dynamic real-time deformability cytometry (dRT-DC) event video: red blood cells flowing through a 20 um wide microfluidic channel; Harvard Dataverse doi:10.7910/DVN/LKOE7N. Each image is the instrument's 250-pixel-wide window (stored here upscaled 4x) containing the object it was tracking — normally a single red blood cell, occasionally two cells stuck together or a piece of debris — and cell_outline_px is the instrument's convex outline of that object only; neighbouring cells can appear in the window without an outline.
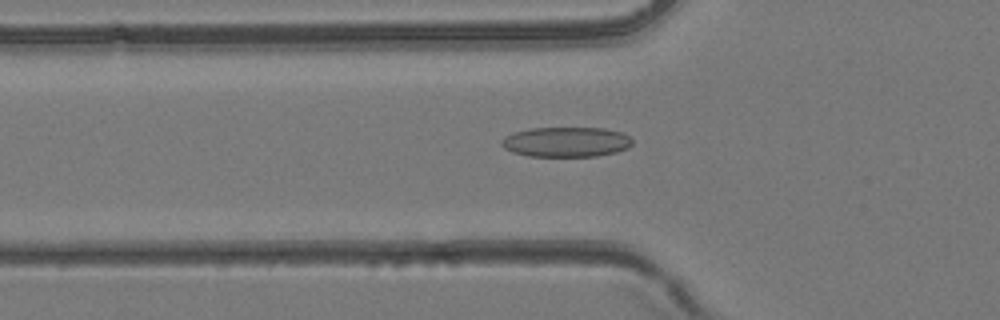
{"species": "common noctule bat (a hibernating species)", "species_latin": "Nyctalus noctula", "temperature_condition": "room temperature", "stored_images_in_passage": 45, "camera_frame_rate_fps": 3000, "um_per_image_px": 0.085, "animal": {"sex": "female", "body_mass_g": 24.6, "forearm_length_mm": 56.2}, "frame": {"image": 1, "passage_image": 16, "time_ms": 5.0, "image_size_px": [1000, 320], "cell_outline_px": [[632, 144], [628, 148], [616, 152], [596, 156], [528, 156], [512, 152], [504, 148], [500, 144], [500, 140], [504, 136], [516, 132], [532, 128], [604, 128], [620, 132], [628, 136], [632, 140]], "centroid_in_image_um": [48.1, 12.07], "position_along_channel_um": 77.7, "area_um2": 22.83}}
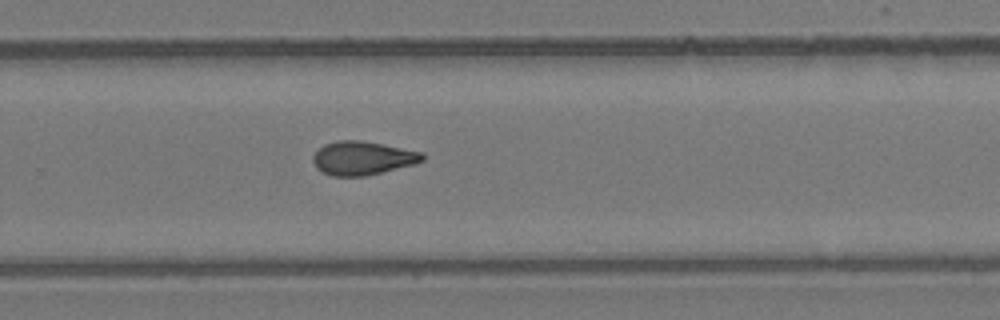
{"frame": {"image": 2, "passage_image": 30, "time_ms": 9.667, "image_size_px": [1000, 320], "cell_outline_px": [[424, 160], [416, 164], [364, 176], [332, 176], [320, 172], [316, 168], [312, 160], [312, 156], [324, 144], [336, 140], [360, 140], [424, 152]], "centroid_in_image_um": [30.8, 13.44], "position_along_channel_um": 299.0, "area_um2": 21.56}}
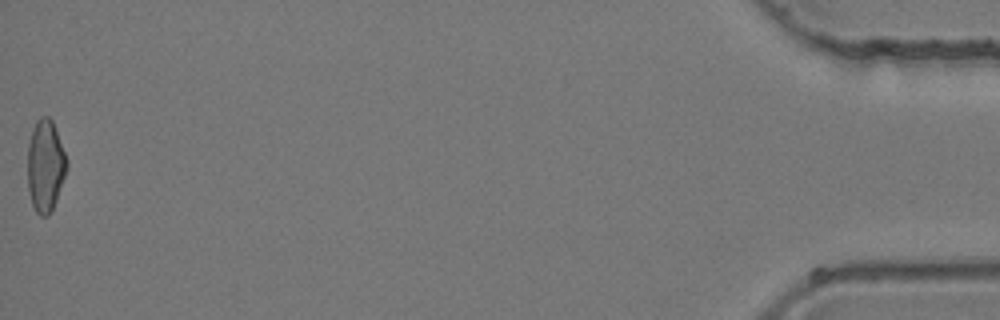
{"frame": {"image": 3, "passage_image": 45, "time_ms": 14.667, "image_size_px": [1000, 320], "cell_outline_px": [[68, 164], [56, 200], [48, 216], [40, 216], [36, 212], [32, 204], [28, 188], [28, 144], [32, 128], [36, 120], [40, 116], [48, 116], [52, 120], [68, 160]], "centroid_in_image_um": [3.85, 14.06], "position_along_channel_um": 431.4, "area_um2": 20.92}}